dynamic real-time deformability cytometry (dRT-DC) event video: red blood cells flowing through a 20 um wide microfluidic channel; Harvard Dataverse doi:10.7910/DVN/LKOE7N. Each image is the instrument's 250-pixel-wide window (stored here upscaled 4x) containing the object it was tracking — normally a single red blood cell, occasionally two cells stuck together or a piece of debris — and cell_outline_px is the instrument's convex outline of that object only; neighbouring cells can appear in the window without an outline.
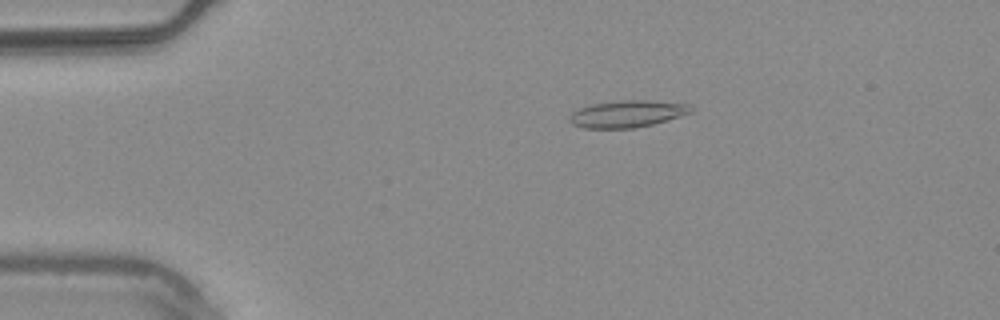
{"species": "common noctule bat (a hibernating species)", "species_latin": "Nyctalus noctula", "temperature_condition": "warm", "stored_images_in_passage": 52, "camera_frame_rate_fps": 3000, "um_per_image_px": 0.085, "animal": {"sex": "male", "body_mass_g": 20.4}, "frame": {"image": 1, "passage_image": 9, "time_ms": 2.667, "image_size_px": [1000, 320], "cell_outline_px": [[692, 112], [680, 116], [652, 124], [632, 128], [584, 128], [572, 124], [568, 120], [572, 112], [580, 108], [592, 104], [620, 100], [648, 100], [692, 104]], "centroid_in_image_um": [53.32, 9.67], "position_along_channel_um": 31.7, "area_um2": 19.02}}
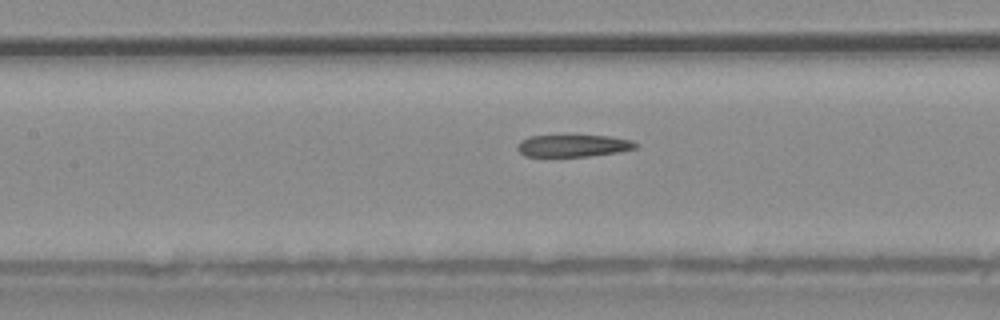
{"frame": {"image": 2, "passage_image": 23, "time_ms": 7.333, "image_size_px": [1000, 320], "cell_outline_px": [[640, 144], [636, 148], [620, 152], [588, 156], [524, 156], [516, 148], [520, 140], [528, 136], [612, 136], [632, 140]], "centroid_in_image_um": [48.76, 12.38], "position_along_channel_um": 158.6, "area_um2": 15.26}}
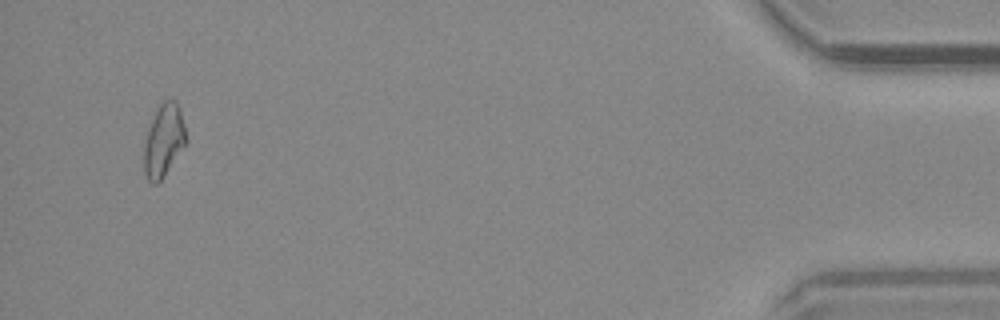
{"frame": {"image": 3, "passage_image": 50, "time_ms": 16.333, "image_size_px": [1000, 320], "cell_outline_px": [[188, 140], [160, 180], [156, 184], [152, 184], [148, 180], [144, 172], [144, 144], [148, 128], [156, 108], [164, 100], [176, 100], [180, 108]], "centroid_in_image_um": [13.91, 11.9], "position_along_channel_um": 421.3, "area_um2": 17.69}, "authors_computed_cell_mechanics": {"area_um2": 17.1955, "velocity_mm_per_s": 3.7819, "shape_relaxation_time_tau1_ms": null, "shape_relaxation_time_tau2_ms": 6.5329, "deformation_change_tau1": null, "deformation_change_tau2": 0.1832}}